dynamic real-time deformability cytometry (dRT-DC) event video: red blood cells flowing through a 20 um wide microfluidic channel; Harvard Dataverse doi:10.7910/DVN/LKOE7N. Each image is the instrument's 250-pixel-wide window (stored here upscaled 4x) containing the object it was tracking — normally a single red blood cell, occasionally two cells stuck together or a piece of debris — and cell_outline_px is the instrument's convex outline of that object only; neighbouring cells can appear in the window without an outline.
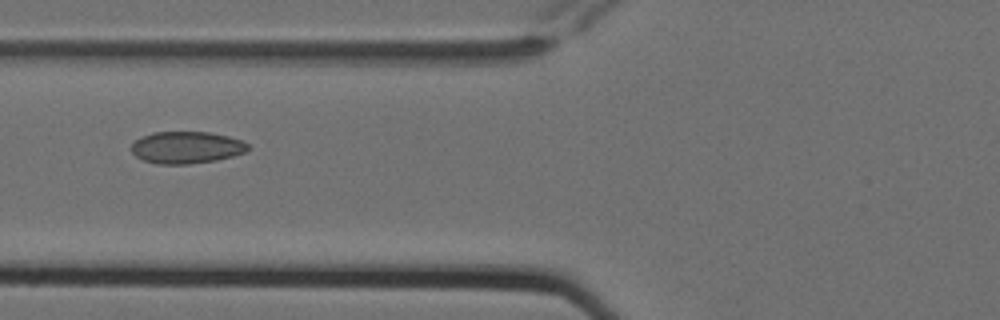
{"species": "Egyptian fruit bat (a non-hibernating species)", "species_latin": "Rousettus aegyptiacus", "temperature_condition": "cold", "stored_images_in_passage": 9, "camera_frame_rate_fps": 3000, "um_per_image_px": 0.085, "animal": {"sex": "female"}, "frame": {"image": 1, "passage_image": 6, "time_ms": 1.667, "image_size_px": [1000, 320], "cell_outline_px": [[252, 148], [244, 152], [232, 156], [216, 160], [188, 164], [160, 164], [144, 160], [136, 156], [132, 152], [132, 144], [136, 140], [152, 132], [208, 132], [228, 136], [240, 140], [248, 144]], "centroid_in_image_um": [15.87, 12.53], "position_along_channel_um": 109.9, "area_um2": 21.56}}
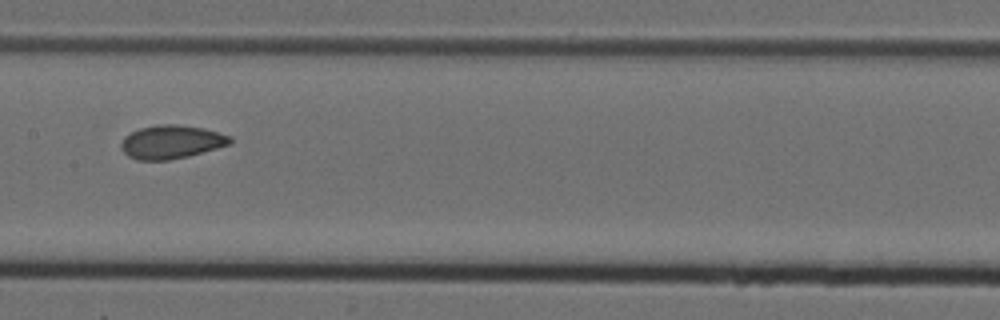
{"frame": {"image": 2, "passage_image": 8, "time_ms": 2.333, "image_size_px": [1000, 320], "cell_outline_px": [[232, 144], [188, 156], [168, 160], [136, 160], [128, 156], [120, 148], [120, 144], [124, 136], [140, 128], [156, 124], [176, 124], [204, 128], [232, 136]], "centroid_in_image_um": [14.57, 12.06], "position_along_channel_um": 192.8, "area_um2": 21.44}}
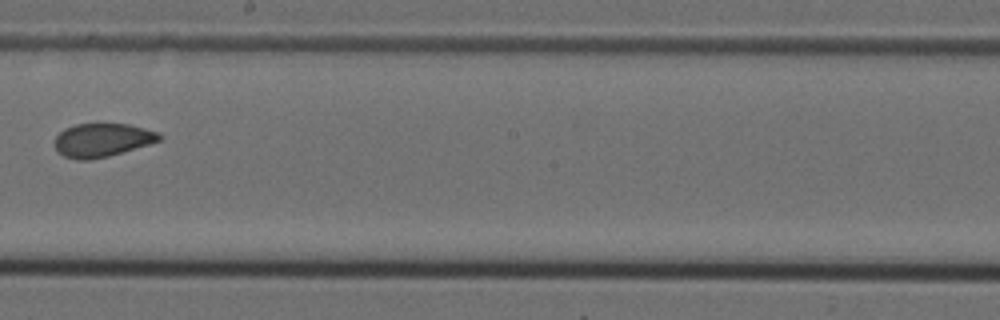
{"frame": {"image": 3, "passage_image": 9, "time_ms": 2.667, "image_size_px": [1000, 320], "cell_outline_px": [[164, 136], [160, 140], [148, 144], [108, 156], [88, 160], [76, 160], [64, 156], [56, 152], [56, 136], [64, 128], [76, 124], [128, 124], [144, 128], [156, 132]], "centroid_in_image_um": [8.66, 11.91], "position_along_channel_um": 239.5, "area_um2": 20.23}}